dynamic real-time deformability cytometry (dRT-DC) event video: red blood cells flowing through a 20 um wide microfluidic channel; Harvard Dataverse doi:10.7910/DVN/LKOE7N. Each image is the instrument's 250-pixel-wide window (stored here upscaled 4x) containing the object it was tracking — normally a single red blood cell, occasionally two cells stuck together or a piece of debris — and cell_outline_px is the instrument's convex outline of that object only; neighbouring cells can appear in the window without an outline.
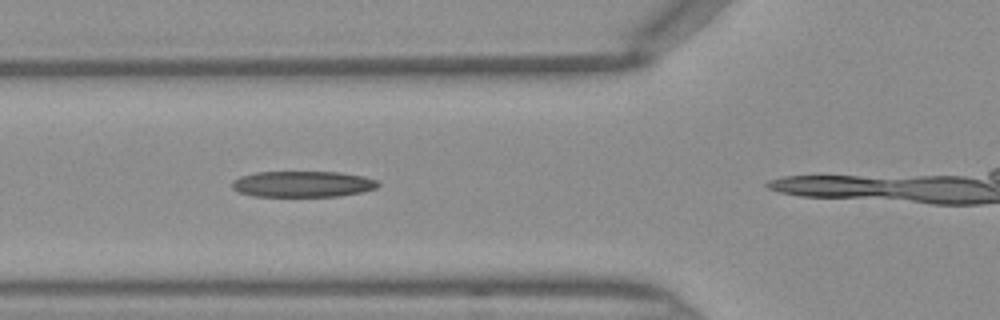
{"species": "Egyptian fruit bat (a non-hibernating species)", "species_latin": "Rousettus aegyptiacus", "temperature_condition": "warm", "stored_images_in_passage": 12, "camera_frame_rate_fps": 3000, "um_per_image_px": 0.085, "frame": {"image": 1, "passage_image": 9, "time_ms": 2.667, "image_size_px": [1000, 320], "cell_outline_px": [[380, 184], [376, 188], [360, 192], [336, 196], [252, 196], [240, 192], [232, 188], [232, 180], [240, 176], [256, 172], [340, 172], [364, 176], [376, 180]], "centroid_in_image_um": [25.71, 15.64], "position_along_channel_um": 100.1, "area_um2": 22.08}}